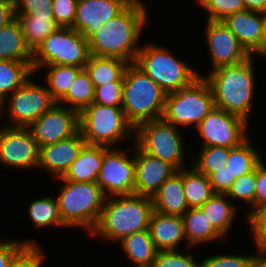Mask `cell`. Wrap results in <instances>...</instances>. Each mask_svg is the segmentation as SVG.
Masks as SVG:
<instances>
[{
	"label": "cell",
	"mask_w": 266,
	"mask_h": 267,
	"mask_svg": "<svg viewBox=\"0 0 266 267\" xmlns=\"http://www.w3.org/2000/svg\"><path fill=\"white\" fill-rule=\"evenodd\" d=\"M146 8L141 0H132L117 16L101 25L88 39L90 55L134 63L141 47L137 45L139 35L148 18Z\"/></svg>",
	"instance_id": "6da1fadb"
},
{
	"label": "cell",
	"mask_w": 266,
	"mask_h": 267,
	"mask_svg": "<svg viewBox=\"0 0 266 267\" xmlns=\"http://www.w3.org/2000/svg\"><path fill=\"white\" fill-rule=\"evenodd\" d=\"M107 200L106 197L98 222L90 232L91 236L100 235L108 241L118 242L149 228L154 211L151 197L133 193L111 196Z\"/></svg>",
	"instance_id": "7a4b0ae2"
},
{
	"label": "cell",
	"mask_w": 266,
	"mask_h": 267,
	"mask_svg": "<svg viewBox=\"0 0 266 267\" xmlns=\"http://www.w3.org/2000/svg\"><path fill=\"white\" fill-rule=\"evenodd\" d=\"M253 56L236 65L211 70L207 77L215 107L236 115L249 123L254 94Z\"/></svg>",
	"instance_id": "3957f363"
},
{
	"label": "cell",
	"mask_w": 266,
	"mask_h": 267,
	"mask_svg": "<svg viewBox=\"0 0 266 267\" xmlns=\"http://www.w3.org/2000/svg\"><path fill=\"white\" fill-rule=\"evenodd\" d=\"M166 93L134 63L123 76L122 109L134 129L141 123L162 117Z\"/></svg>",
	"instance_id": "277c9868"
},
{
	"label": "cell",
	"mask_w": 266,
	"mask_h": 267,
	"mask_svg": "<svg viewBox=\"0 0 266 267\" xmlns=\"http://www.w3.org/2000/svg\"><path fill=\"white\" fill-rule=\"evenodd\" d=\"M134 64L166 93L189 86L200 73L176 58L163 46L147 44L140 47Z\"/></svg>",
	"instance_id": "5b68a950"
},
{
	"label": "cell",
	"mask_w": 266,
	"mask_h": 267,
	"mask_svg": "<svg viewBox=\"0 0 266 267\" xmlns=\"http://www.w3.org/2000/svg\"><path fill=\"white\" fill-rule=\"evenodd\" d=\"M64 182L57 201L63 222L69 226H82L90 232L96 226L105 196L96 182Z\"/></svg>",
	"instance_id": "8992f818"
},
{
	"label": "cell",
	"mask_w": 266,
	"mask_h": 267,
	"mask_svg": "<svg viewBox=\"0 0 266 267\" xmlns=\"http://www.w3.org/2000/svg\"><path fill=\"white\" fill-rule=\"evenodd\" d=\"M79 131L88 145L115 146L135 132L122 107L92 103L79 113Z\"/></svg>",
	"instance_id": "52a82bcc"
},
{
	"label": "cell",
	"mask_w": 266,
	"mask_h": 267,
	"mask_svg": "<svg viewBox=\"0 0 266 267\" xmlns=\"http://www.w3.org/2000/svg\"><path fill=\"white\" fill-rule=\"evenodd\" d=\"M214 108L210 86L200 75L189 86L166 95L161 118L176 127H197Z\"/></svg>",
	"instance_id": "ba28073f"
},
{
	"label": "cell",
	"mask_w": 266,
	"mask_h": 267,
	"mask_svg": "<svg viewBox=\"0 0 266 267\" xmlns=\"http://www.w3.org/2000/svg\"><path fill=\"white\" fill-rule=\"evenodd\" d=\"M90 56L88 40L73 28L59 27L32 52L35 72L47 65H74L85 67Z\"/></svg>",
	"instance_id": "9c48e42d"
},
{
	"label": "cell",
	"mask_w": 266,
	"mask_h": 267,
	"mask_svg": "<svg viewBox=\"0 0 266 267\" xmlns=\"http://www.w3.org/2000/svg\"><path fill=\"white\" fill-rule=\"evenodd\" d=\"M135 144L147 154L181 170L185 165L184 146L178 127L162 118L141 123L135 128Z\"/></svg>",
	"instance_id": "30bf717a"
},
{
	"label": "cell",
	"mask_w": 266,
	"mask_h": 267,
	"mask_svg": "<svg viewBox=\"0 0 266 267\" xmlns=\"http://www.w3.org/2000/svg\"><path fill=\"white\" fill-rule=\"evenodd\" d=\"M8 127L28 128L45 111L49 110L56 102L52 99L47 87L37 85L30 78L24 82L14 93L10 94Z\"/></svg>",
	"instance_id": "8fae6325"
},
{
	"label": "cell",
	"mask_w": 266,
	"mask_h": 267,
	"mask_svg": "<svg viewBox=\"0 0 266 267\" xmlns=\"http://www.w3.org/2000/svg\"><path fill=\"white\" fill-rule=\"evenodd\" d=\"M128 151V148L124 152L108 148L103 154L101 170L96 183L108 199L113 195L134 193L135 161L134 157L132 159L128 157Z\"/></svg>",
	"instance_id": "7c38bea8"
},
{
	"label": "cell",
	"mask_w": 266,
	"mask_h": 267,
	"mask_svg": "<svg viewBox=\"0 0 266 267\" xmlns=\"http://www.w3.org/2000/svg\"><path fill=\"white\" fill-rule=\"evenodd\" d=\"M248 125L242 118L215 107L197 130L203 146L235 148L247 139Z\"/></svg>",
	"instance_id": "4fadbf2b"
},
{
	"label": "cell",
	"mask_w": 266,
	"mask_h": 267,
	"mask_svg": "<svg viewBox=\"0 0 266 267\" xmlns=\"http://www.w3.org/2000/svg\"><path fill=\"white\" fill-rule=\"evenodd\" d=\"M64 106L56 103L28 127L39 147L69 138L79 131V113Z\"/></svg>",
	"instance_id": "5bb4252c"
},
{
	"label": "cell",
	"mask_w": 266,
	"mask_h": 267,
	"mask_svg": "<svg viewBox=\"0 0 266 267\" xmlns=\"http://www.w3.org/2000/svg\"><path fill=\"white\" fill-rule=\"evenodd\" d=\"M0 163L20 169L38 166L39 146L28 128H0Z\"/></svg>",
	"instance_id": "9a60e30c"
},
{
	"label": "cell",
	"mask_w": 266,
	"mask_h": 267,
	"mask_svg": "<svg viewBox=\"0 0 266 267\" xmlns=\"http://www.w3.org/2000/svg\"><path fill=\"white\" fill-rule=\"evenodd\" d=\"M206 40L214 70L244 62L251 55L222 20H207Z\"/></svg>",
	"instance_id": "2e32d148"
},
{
	"label": "cell",
	"mask_w": 266,
	"mask_h": 267,
	"mask_svg": "<svg viewBox=\"0 0 266 267\" xmlns=\"http://www.w3.org/2000/svg\"><path fill=\"white\" fill-rule=\"evenodd\" d=\"M135 147L134 194L152 197L179 170L174 165L143 152L137 145Z\"/></svg>",
	"instance_id": "e0dca14e"
},
{
	"label": "cell",
	"mask_w": 266,
	"mask_h": 267,
	"mask_svg": "<svg viewBox=\"0 0 266 267\" xmlns=\"http://www.w3.org/2000/svg\"><path fill=\"white\" fill-rule=\"evenodd\" d=\"M132 0H78L72 28L89 39L98 29L117 16Z\"/></svg>",
	"instance_id": "ac0fdd59"
},
{
	"label": "cell",
	"mask_w": 266,
	"mask_h": 267,
	"mask_svg": "<svg viewBox=\"0 0 266 267\" xmlns=\"http://www.w3.org/2000/svg\"><path fill=\"white\" fill-rule=\"evenodd\" d=\"M85 140L80 131L69 138L53 144L39 147L38 168H44L54 178L63 177L71 163L77 158L80 150L85 145Z\"/></svg>",
	"instance_id": "d6986e66"
},
{
	"label": "cell",
	"mask_w": 266,
	"mask_h": 267,
	"mask_svg": "<svg viewBox=\"0 0 266 267\" xmlns=\"http://www.w3.org/2000/svg\"><path fill=\"white\" fill-rule=\"evenodd\" d=\"M222 21L251 56L259 50L264 38L266 14L244 10L230 14Z\"/></svg>",
	"instance_id": "ffe728a7"
},
{
	"label": "cell",
	"mask_w": 266,
	"mask_h": 267,
	"mask_svg": "<svg viewBox=\"0 0 266 267\" xmlns=\"http://www.w3.org/2000/svg\"><path fill=\"white\" fill-rule=\"evenodd\" d=\"M148 229L157 250H178L179 243L186 240L182 216L153 211Z\"/></svg>",
	"instance_id": "44dd1931"
},
{
	"label": "cell",
	"mask_w": 266,
	"mask_h": 267,
	"mask_svg": "<svg viewBox=\"0 0 266 267\" xmlns=\"http://www.w3.org/2000/svg\"><path fill=\"white\" fill-rule=\"evenodd\" d=\"M151 198L154 211L182 216L189 209L184 196L183 169L167 179Z\"/></svg>",
	"instance_id": "7402d4cb"
},
{
	"label": "cell",
	"mask_w": 266,
	"mask_h": 267,
	"mask_svg": "<svg viewBox=\"0 0 266 267\" xmlns=\"http://www.w3.org/2000/svg\"><path fill=\"white\" fill-rule=\"evenodd\" d=\"M108 148L85 144L62 178L72 182H96Z\"/></svg>",
	"instance_id": "603a6c76"
},
{
	"label": "cell",
	"mask_w": 266,
	"mask_h": 267,
	"mask_svg": "<svg viewBox=\"0 0 266 267\" xmlns=\"http://www.w3.org/2000/svg\"><path fill=\"white\" fill-rule=\"evenodd\" d=\"M129 62L117 57H98L90 55L85 70L90 76L94 87L123 82V76Z\"/></svg>",
	"instance_id": "cb8c5ba5"
},
{
	"label": "cell",
	"mask_w": 266,
	"mask_h": 267,
	"mask_svg": "<svg viewBox=\"0 0 266 267\" xmlns=\"http://www.w3.org/2000/svg\"><path fill=\"white\" fill-rule=\"evenodd\" d=\"M0 59L32 61V51L25 42L17 18L0 28Z\"/></svg>",
	"instance_id": "d4e9b609"
},
{
	"label": "cell",
	"mask_w": 266,
	"mask_h": 267,
	"mask_svg": "<svg viewBox=\"0 0 266 267\" xmlns=\"http://www.w3.org/2000/svg\"><path fill=\"white\" fill-rule=\"evenodd\" d=\"M32 61L0 59V106L32 75Z\"/></svg>",
	"instance_id": "484cf974"
},
{
	"label": "cell",
	"mask_w": 266,
	"mask_h": 267,
	"mask_svg": "<svg viewBox=\"0 0 266 267\" xmlns=\"http://www.w3.org/2000/svg\"><path fill=\"white\" fill-rule=\"evenodd\" d=\"M120 244L129 260L137 267H152L157 253L149 229L124 237Z\"/></svg>",
	"instance_id": "4316f807"
},
{
	"label": "cell",
	"mask_w": 266,
	"mask_h": 267,
	"mask_svg": "<svg viewBox=\"0 0 266 267\" xmlns=\"http://www.w3.org/2000/svg\"><path fill=\"white\" fill-rule=\"evenodd\" d=\"M185 237L188 245L201 244L223 237L214 229L211 221L199 207L189 208L182 215Z\"/></svg>",
	"instance_id": "83f0119b"
},
{
	"label": "cell",
	"mask_w": 266,
	"mask_h": 267,
	"mask_svg": "<svg viewBox=\"0 0 266 267\" xmlns=\"http://www.w3.org/2000/svg\"><path fill=\"white\" fill-rule=\"evenodd\" d=\"M227 195L215 193L199 208L211 221L214 229L222 236H226L233 223L236 207L227 201Z\"/></svg>",
	"instance_id": "f1b7e54d"
},
{
	"label": "cell",
	"mask_w": 266,
	"mask_h": 267,
	"mask_svg": "<svg viewBox=\"0 0 266 267\" xmlns=\"http://www.w3.org/2000/svg\"><path fill=\"white\" fill-rule=\"evenodd\" d=\"M183 189L189 208L202 206L215 194L209 177L194 167L188 170L183 168Z\"/></svg>",
	"instance_id": "f546056e"
},
{
	"label": "cell",
	"mask_w": 266,
	"mask_h": 267,
	"mask_svg": "<svg viewBox=\"0 0 266 267\" xmlns=\"http://www.w3.org/2000/svg\"><path fill=\"white\" fill-rule=\"evenodd\" d=\"M260 154L249 140L243 141L238 147L232 148L226 161V167L232 178L250 173L263 161Z\"/></svg>",
	"instance_id": "4dcf8cb0"
},
{
	"label": "cell",
	"mask_w": 266,
	"mask_h": 267,
	"mask_svg": "<svg viewBox=\"0 0 266 267\" xmlns=\"http://www.w3.org/2000/svg\"><path fill=\"white\" fill-rule=\"evenodd\" d=\"M46 76L47 89L52 99L58 103L68 92L69 87L75 81L77 75L84 67L74 65H47Z\"/></svg>",
	"instance_id": "1f68e13d"
},
{
	"label": "cell",
	"mask_w": 266,
	"mask_h": 267,
	"mask_svg": "<svg viewBox=\"0 0 266 267\" xmlns=\"http://www.w3.org/2000/svg\"><path fill=\"white\" fill-rule=\"evenodd\" d=\"M95 87L88 72L83 68L69 87L67 94L58 102L70 104L69 108L80 113L93 103Z\"/></svg>",
	"instance_id": "d6a6232c"
},
{
	"label": "cell",
	"mask_w": 266,
	"mask_h": 267,
	"mask_svg": "<svg viewBox=\"0 0 266 267\" xmlns=\"http://www.w3.org/2000/svg\"><path fill=\"white\" fill-rule=\"evenodd\" d=\"M21 25L25 42L33 52L59 26L54 17H16Z\"/></svg>",
	"instance_id": "836d02e7"
},
{
	"label": "cell",
	"mask_w": 266,
	"mask_h": 267,
	"mask_svg": "<svg viewBox=\"0 0 266 267\" xmlns=\"http://www.w3.org/2000/svg\"><path fill=\"white\" fill-rule=\"evenodd\" d=\"M28 214L34 224L39 227L67 226L60 215L59 204L56 198L47 196L42 199L32 201Z\"/></svg>",
	"instance_id": "e575fe53"
},
{
	"label": "cell",
	"mask_w": 266,
	"mask_h": 267,
	"mask_svg": "<svg viewBox=\"0 0 266 267\" xmlns=\"http://www.w3.org/2000/svg\"><path fill=\"white\" fill-rule=\"evenodd\" d=\"M231 149L232 148L221 146H203L193 167L198 172L209 177L215 171L226 166V161Z\"/></svg>",
	"instance_id": "d590c367"
},
{
	"label": "cell",
	"mask_w": 266,
	"mask_h": 267,
	"mask_svg": "<svg viewBox=\"0 0 266 267\" xmlns=\"http://www.w3.org/2000/svg\"><path fill=\"white\" fill-rule=\"evenodd\" d=\"M256 169L246 173L233 182L226 195L229 198L241 199L253 209L255 207Z\"/></svg>",
	"instance_id": "8d00e7d4"
},
{
	"label": "cell",
	"mask_w": 266,
	"mask_h": 267,
	"mask_svg": "<svg viewBox=\"0 0 266 267\" xmlns=\"http://www.w3.org/2000/svg\"><path fill=\"white\" fill-rule=\"evenodd\" d=\"M208 11V20H223L226 16L246 10L242 0H198Z\"/></svg>",
	"instance_id": "74e56055"
},
{
	"label": "cell",
	"mask_w": 266,
	"mask_h": 267,
	"mask_svg": "<svg viewBox=\"0 0 266 267\" xmlns=\"http://www.w3.org/2000/svg\"><path fill=\"white\" fill-rule=\"evenodd\" d=\"M16 17H53L52 0H14Z\"/></svg>",
	"instance_id": "f35d334b"
},
{
	"label": "cell",
	"mask_w": 266,
	"mask_h": 267,
	"mask_svg": "<svg viewBox=\"0 0 266 267\" xmlns=\"http://www.w3.org/2000/svg\"><path fill=\"white\" fill-rule=\"evenodd\" d=\"M152 267H199L192 254H181L177 250H158Z\"/></svg>",
	"instance_id": "ab89813d"
},
{
	"label": "cell",
	"mask_w": 266,
	"mask_h": 267,
	"mask_svg": "<svg viewBox=\"0 0 266 267\" xmlns=\"http://www.w3.org/2000/svg\"><path fill=\"white\" fill-rule=\"evenodd\" d=\"M123 82H111L95 88L93 103L122 107Z\"/></svg>",
	"instance_id": "60d3db41"
},
{
	"label": "cell",
	"mask_w": 266,
	"mask_h": 267,
	"mask_svg": "<svg viewBox=\"0 0 266 267\" xmlns=\"http://www.w3.org/2000/svg\"><path fill=\"white\" fill-rule=\"evenodd\" d=\"M255 254L252 256L217 254L199 262V267H253Z\"/></svg>",
	"instance_id": "b9f144b4"
},
{
	"label": "cell",
	"mask_w": 266,
	"mask_h": 267,
	"mask_svg": "<svg viewBox=\"0 0 266 267\" xmlns=\"http://www.w3.org/2000/svg\"><path fill=\"white\" fill-rule=\"evenodd\" d=\"M257 248H266V203L254 207L247 214Z\"/></svg>",
	"instance_id": "7bdbcfd3"
},
{
	"label": "cell",
	"mask_w": 266,
	"mask_h": 267,
	"mask_svg": "<svg viewBox=\"0 0 266 267\" xmlns=\"http://www.w3.org/2000/svg\"><path fill=\"white\" fill-rule=\"evenodd\" d=\"M78 0H52V12L59 27L72 28Z\"/></svg>",
	"instance_id": "ee69618b"
},
{
	"label": "cell",
	"mask_w": 266,
	"mask_h": 267,
	"mask_svg": "<svg viewBox=\"0 0 266 267\" xmlns=\"http://www.w3.org/2000/svg\"><path fill=\"white\" fill-rule=\"evenodd\" d=\"M37 245H28L9 265V267H41L45 257Z\"/></svg>",
	"instance_id": "f6af8a7d"
},
{
	"label": "cell",
	"mask_w": 266,
	"mask_h": 267,
	"mask_svg": "<svg viewBox=\"0 0 266 267\" xmlns=\"http://www.w3.org/2000/svg\"><path fill=\"white\" fill-rule=\"evenodd\" d=\"M1 241V240H0ZM37 245L34 241L23 243L15 240L0 242V267H9L12 261L28 246Z\"/></svg>",
	"instance_id": "bcb514c9"
},
{
	"label": "cell",
	"mask_w": 266,
	"mask_h": 267,
	"mask_svg": "<svg viewBox=\"0 0 266 267\" xmlns=\"http://www.w3.org/2000/svg\"><path fill=\"white\" fill-rule=\"evenodd\" d=\"M209 179L213 191L221 194H226L233 182L236 180V178H232L226 166L212 173L209 176Z\"/></svg>",
	"instance_id": "7dc6e473"
},
{
	"label": "cell",
	"mask_w": 266,
	"mask_h": 267,
	"mask_svg": "<svg viewBox=\"0 0 266 267\" xmlns=\"http://www.w3.org/2000/svg\"><path fill=\"white\" fill-rule=\"evenodd\" d=\"M266 203V164L262 161L256 167L255 207Z\"/></svg>",
	"instance_id": "c3c4849f"
},
{
	"label": "cell",
	"mask_w": 266,
	"mask_h": 267,
	"mask_svg": "<svg viewBox=\"0 0 266 267\" xmlns=\"http://www.w3.org/2000/svg\"><path fill=\"white\" fill-rule=\"evenodd\" d=\"M16 18L14 0H0V28Z\"/></svg>",
	"instance_id": "681fc988"
},
{
	"label": "cell",
	"mask_w": 266,
	"mask_h": 267,
	"mask_svg": "<svg viewBox=\"0 0 266 267\" xmlns=\"http://www.w3.org/2000/svg\"><path fill=\"white\" fill-rule=\"evenodd\" d=\"M246 10L266 14V0H242Z\"/></svg>",
	"instance_id": "f907efd6"
},
{
	"label": "cell",
	"mask_w": 266,
	"mask_h": 267,
	"mask_svg": "<svg viewBox=\"0 0 266 267\" xmlns=\"http://www.w3.org/2000/svg\"><path fill=\"white\" fill-rule=\"evenodd\" d=\"M257 250L253 267H266V248H257Z\"/></svg>",
	"instance_id": "816d5d0a"
},
{
	"label": "cell",
	"mask_w": 266,
	"mask_h": 267,
	"mask_svg": "<svg viewBox=\"0 0 266 267\" xmlns=\"http://www.w3.org/2000/svg\"><path fill=\"white\" fill-rule=\"evenodd\" d=\"M256 54L266 56V21H265V32H264L263 42H262L259 50L256 52Z\"/></svg>",
	"instance_id": "f5cc1de1"
}]
</instances>
